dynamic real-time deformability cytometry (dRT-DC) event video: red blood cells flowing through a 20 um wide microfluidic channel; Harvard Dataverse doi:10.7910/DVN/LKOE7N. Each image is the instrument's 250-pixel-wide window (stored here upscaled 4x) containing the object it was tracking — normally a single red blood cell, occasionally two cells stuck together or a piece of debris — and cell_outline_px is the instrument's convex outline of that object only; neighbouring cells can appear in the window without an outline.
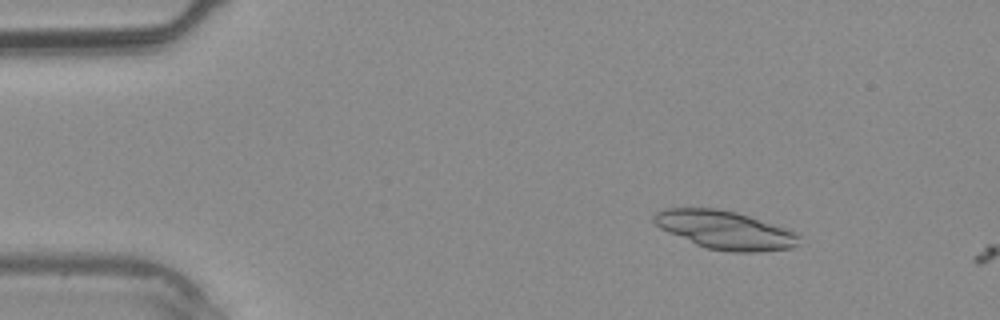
{"species": "common noctule bat (a hibernating species)", "species_latin": "Nyctalus noctula", "temperature_condition": "warm", "stored_images_in_passage": 7, "camera_frame_rate_fps": 3000, "um_per_image_px": 0.085, "animal": {"sex": "male", "body_mass_g": 20.4}, "frame": {"image": 1, "passage_image": 6, "time_ms": 1.667, "image_size_px": [1000, 320], "cell_outline_px": [[800, 236], [796, 244], [792, 248], [756, 252], [732, 252], [704, 248], [668, 232], [660, 228], [652, 220], [652, 216], [656, 212], [664, 208], [716, 208], [736, 212], [796, 232]], "centroid_in_image_um": [61.58, 19.55], "position_along_channel_um": 23.4, "area_um2": 32.19}}